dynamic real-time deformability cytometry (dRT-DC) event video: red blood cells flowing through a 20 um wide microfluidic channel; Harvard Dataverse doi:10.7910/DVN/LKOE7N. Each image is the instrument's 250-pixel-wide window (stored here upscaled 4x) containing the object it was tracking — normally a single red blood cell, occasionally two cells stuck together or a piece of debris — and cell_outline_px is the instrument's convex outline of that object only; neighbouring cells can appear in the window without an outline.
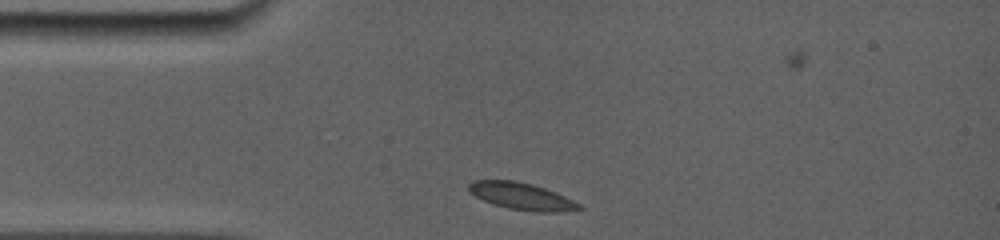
{"species": "common noctule bat (a hibernating species)", "species_latin": "Nyctalus noctula", "temperature_condition": "room temperature", "stored_images_in_passage": 2, "camera_frame_rate_fps": 5000, "um_per_image_px": 0.085, "animal": {"sex": "female", "body_mass_g": 19.0, "forearm_length_mm": 56.7}, "frame": {"image": 1, "passage_image": 1, "time_ms": 0.0, "image_size_px": [1000, 240], "cell_outline_px": [[584, 208], [560, 212], [536, 212], [508, 208], [492, 204], [468, 192], [468, 184], [472, 180], [516, 180], [532, 184], [556, 192], [580, 204]], "centroid_in_image_um": [44.31, 16.67], "position_along_channel_um": 40.7, "area_um2": 17.4}}
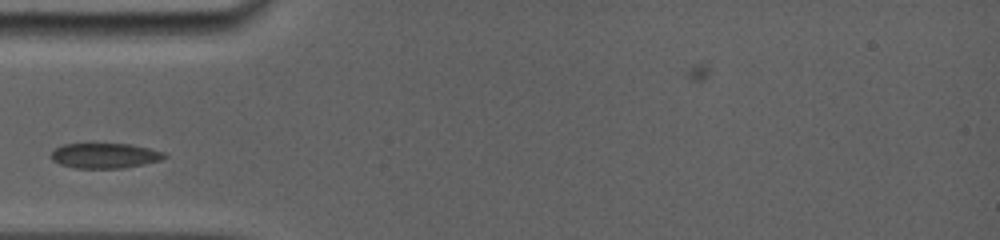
{"frame": {"image": 2, "passage_image": 2, "time_ms": 1.4, "image_size_px": [1000, 240], "cell_outline_px": [[168, 156], [160, 160], [144, 164], [120, 168], [76, 168], [60, 164], [52, 160], [48, 156], [56, 148], [64, 144], [132, 144], [164, 152]], "centroid_in_image_um": [8.9, 13.23], "position_along_channel_um": 76.1, "area_um2": 16.53}}